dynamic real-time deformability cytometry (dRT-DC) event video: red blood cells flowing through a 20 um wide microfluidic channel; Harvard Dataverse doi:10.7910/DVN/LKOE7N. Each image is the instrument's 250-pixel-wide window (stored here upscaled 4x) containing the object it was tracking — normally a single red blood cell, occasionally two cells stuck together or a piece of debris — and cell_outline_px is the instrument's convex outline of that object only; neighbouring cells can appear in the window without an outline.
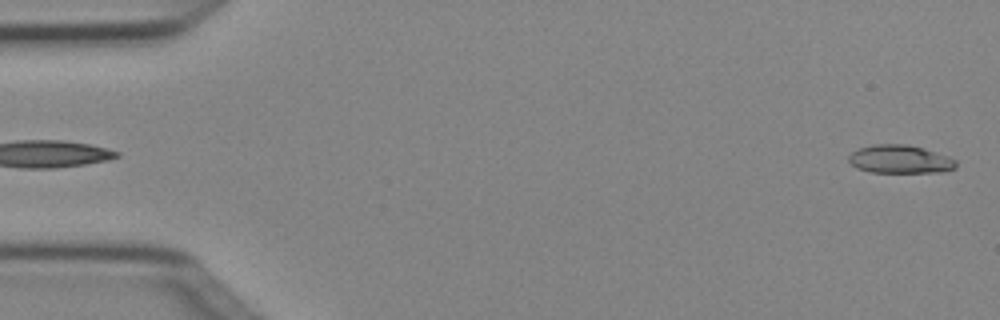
{"species": "Egyptian fruit bat (a non-hibernating species)", "species_latin": "Rousettus aegyptiacus", "temperature_condition": "cold", "stored_images_in_passage": 2, "segment_of_instrument_passage": [2, 2], "camera_frame_rate_fps": 3000, "um_per_image_px": 0.085, "animal": {"sex": "female"}, "frame": {"image": 1, "passage_image": 2, "time_ms": 0.333, "image_size_px": [1000, 320], "cell_outline_px": [[956, 168], [940, 172], [872, 172], [856, 168], [848, 160], [848, 156], [852, 152], [860, 148], [872, 144], [908, 144], [948, 156], [956, 160]], "centroid_in_image_um": [76.49, 13.53], "position_along_channel_um": 8.5, "area_um2": 17.57}}